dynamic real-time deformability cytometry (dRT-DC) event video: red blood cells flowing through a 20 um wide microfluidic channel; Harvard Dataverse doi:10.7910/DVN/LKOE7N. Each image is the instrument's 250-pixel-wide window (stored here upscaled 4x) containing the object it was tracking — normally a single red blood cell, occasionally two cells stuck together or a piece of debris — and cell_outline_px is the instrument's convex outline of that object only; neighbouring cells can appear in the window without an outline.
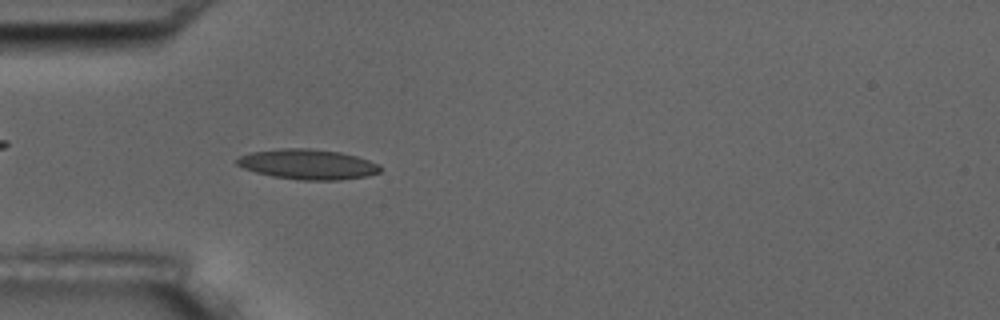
{"species": "common noctule bat (a hibernating species)", "species_latin": "Nyctalus noctula", "temperature_condition": "room temperature", "stored_images_in_passage": 4, "camera_frame_rate_fps": 3000, "um_per_image_px": 0.085, "animal": {"sex": "male", "body_mass_g": 17.5, "forearm_length_mm": 52.3}, "frame": {"image": 1, "passage_image": 4, "time_ms": 3.667, "image_size_px": [1000, 320], "cell_outline_px": [[384, 168], [380, 172], [368, 176], [340, 180], [304, 180], [272, 176], [256, 172], [244, 168], [236, 164], [236, 160], [240, 156], [248, 152], [284, 148], [308, 148], [340, 152], [356, 156], [380, 164]], "centroid_in_image_um": [26.19, 13.96], "position_along_channel_um": 58.8, "area_um2": 25.26}}